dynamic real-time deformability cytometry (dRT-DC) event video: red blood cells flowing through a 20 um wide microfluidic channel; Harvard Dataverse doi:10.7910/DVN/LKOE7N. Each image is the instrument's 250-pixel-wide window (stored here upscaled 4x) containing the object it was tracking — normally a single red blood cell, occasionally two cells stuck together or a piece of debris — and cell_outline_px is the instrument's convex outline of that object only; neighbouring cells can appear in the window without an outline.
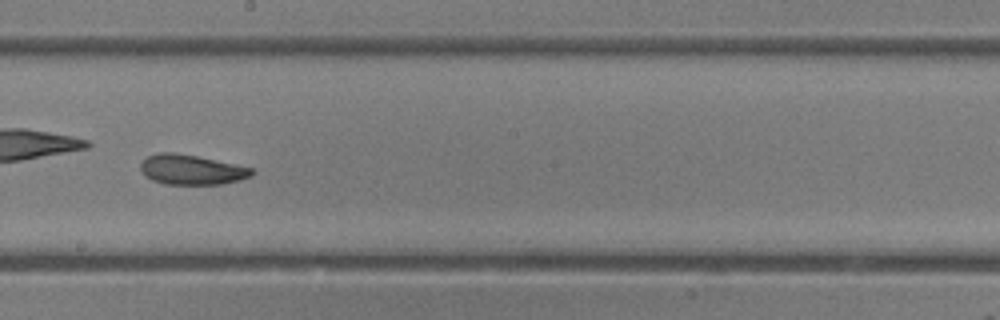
{"species": "common noctule bat (a hibernating species)", "species_latin": "Nyctalus noctula", "temperature_condition": "room temperature", "stored_images_in_passage": 32, "camera_frame_rate_fps": 3000, "um_per_image_px": 0.085, "animal": {"sex": "female"}, "frame": {"image": 1, "passage_image": 14, "time_ms": 4.333, "image_size_px": [1000, 320], "cell_outline_px": [[256, 172], [252, 176], [240, 180], [220, 184], [164, 184], [152, 180], [144, 176], [140, 168], [140, 164], [148, 156], [156, 152], [176, 152], [196, 156], [252, 168]], "centroid_in_image_um": [16.26, 14.42], "position_along_channel_um": 231.9, "area_um2": 19.42}}
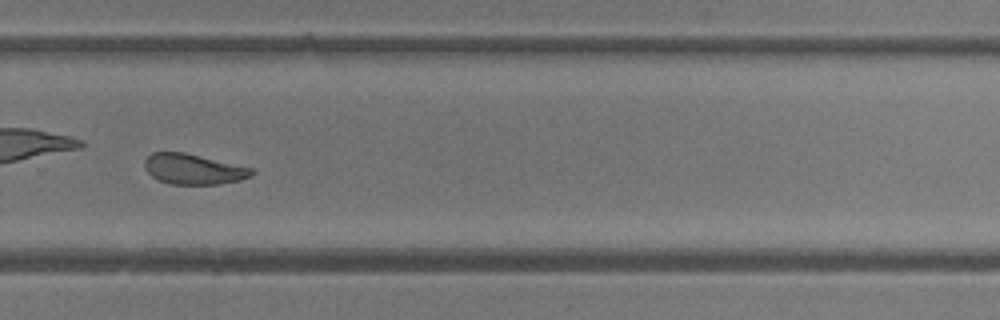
{"frame": {"image": 2, "passage_image": 19, "time_ms": 6.0, "image_size_px": [1000, 320], "cell_outline_px": [[256, 172], [252, 176], [240, 180], [220, 184], [172, 184], [160, 180], [152, 176], [144, 168], [144, 160], [152, 152], [184, 152], [252, 168]], "centroid_in_image_um": [16.45, 14.37], "position_along_channel_um": 313.4, "area_um2": 18.9}}